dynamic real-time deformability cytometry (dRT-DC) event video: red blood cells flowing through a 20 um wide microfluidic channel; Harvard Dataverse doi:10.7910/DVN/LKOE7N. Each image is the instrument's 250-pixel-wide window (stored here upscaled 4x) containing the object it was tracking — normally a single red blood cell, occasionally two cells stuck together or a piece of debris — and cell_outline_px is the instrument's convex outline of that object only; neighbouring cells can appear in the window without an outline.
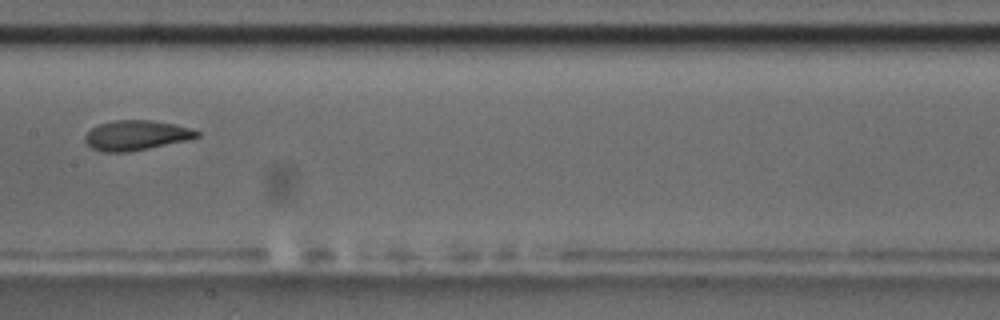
{"species": "common noctule bat (a hibernating species)", "species_latin": "Nyctalus noctula", "temperature_condition": "room temperature", "stored_images_in_passage": 15, "camera_frame_rate_fps": 3000, "um_per_image_px": 0.085, "animal": {"sex": "male", "body_mass_g": 17.5, "forearm_length_mm": 52.3}, "frame": {"image": 1, "passage_image": 7, "time_ms": 7.0, "image_size_px": [1000, 320], "cell_outline_px": [[200, 136], [192, 140], [128, 152], [104, 152], [92, 148], [84, 140], [84, 136], [92, 128], [100, 124], [112, 120], [152, 120], [192, 128], [200, 132]], "centroid_in_image_um": [11.62, 11.5], "position_along_channel_um": 195.8, "area_um2": 19.65}, "authors_computed_cell_mechanics": {"area_um2": 19.7676, "velocity_mm_per_s": 3.4977, "shape_relaxation_time_tau1_ms": 6.1012, "shape_relaxation_time_tau2_ms": 1.7277, "deformation_change_tau1": 0.1692, "deformation_change_tau2": 0.0578}}